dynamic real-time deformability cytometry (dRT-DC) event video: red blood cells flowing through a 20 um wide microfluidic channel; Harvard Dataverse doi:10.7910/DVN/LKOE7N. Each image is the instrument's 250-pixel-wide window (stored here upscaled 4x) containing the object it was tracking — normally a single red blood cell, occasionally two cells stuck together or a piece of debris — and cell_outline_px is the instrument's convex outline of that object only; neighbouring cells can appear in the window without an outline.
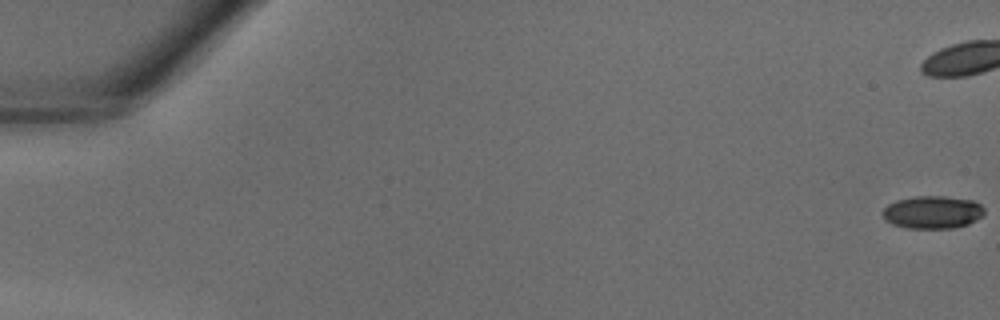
{"species": "common noctule bat (a hibernating species)", "species_latin": "Nyctalus noctula", "temperature_condition": "warm", "stored_images_in_passage": 9, "camera_frame_rate_fps": 3000, "um_per_image_px": 0.085, "animal": {"sex": "male", "body_mass_g": 18.8}, "frame": {"image": 1, "passage_image": 1, "time_ms": 0.0, "image_size_px": [1000, 320], "cell_outline_px": [[984, 216], [968, 224], [952, 228], [908, 228], [892, 224], [884, 220], [884, 208], [888, 204], [896, 200], [916, 196], [944, 196], [972, 200], [980, 204], [984, 208]], "centroid_in_image_um": [79.28, 18.03], "position_along_channel_um": 5.7, "area_um2": 19.42}}